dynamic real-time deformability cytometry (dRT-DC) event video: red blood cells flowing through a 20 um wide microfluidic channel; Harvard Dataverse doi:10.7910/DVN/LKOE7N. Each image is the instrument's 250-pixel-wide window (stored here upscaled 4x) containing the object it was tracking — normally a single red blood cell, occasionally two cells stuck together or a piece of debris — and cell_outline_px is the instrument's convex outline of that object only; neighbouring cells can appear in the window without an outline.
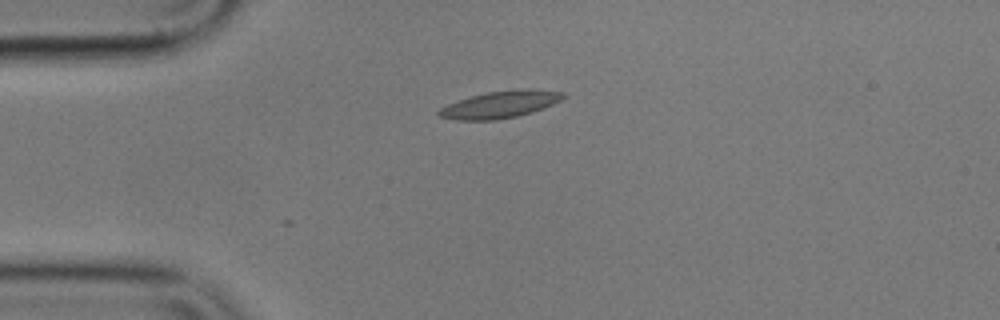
{"species": "common noctule bat (a hibernating species)", "species_latin": "Nyctalus noctula", "temperature_condition": "cold", "stored_images_in_passage": 3, "camera_frame_rate_fps": 3000, "um_per_image_px": 0.085, "animal": {"sex": "male", "body_mass_g": 17.9}, "frame": {"image": 1, "passage_image": 3, "time_ms": 0.667, "image_size_px": [1000, 320], "cell_outline_px": [[564, 96], [560, 100], [552, 104], [532, 112], [516, 116], [496, 120], [456, 120], [440, 116], [436, 112], [440, 108], [448, 104], [472, 96], [488, 92], [528, 88], [532, 88], [564, 92]], "centroid_in_image_um": [42.52, 8.88], "position_along_channel_um": 42.5, "area_um2": 19.31}}